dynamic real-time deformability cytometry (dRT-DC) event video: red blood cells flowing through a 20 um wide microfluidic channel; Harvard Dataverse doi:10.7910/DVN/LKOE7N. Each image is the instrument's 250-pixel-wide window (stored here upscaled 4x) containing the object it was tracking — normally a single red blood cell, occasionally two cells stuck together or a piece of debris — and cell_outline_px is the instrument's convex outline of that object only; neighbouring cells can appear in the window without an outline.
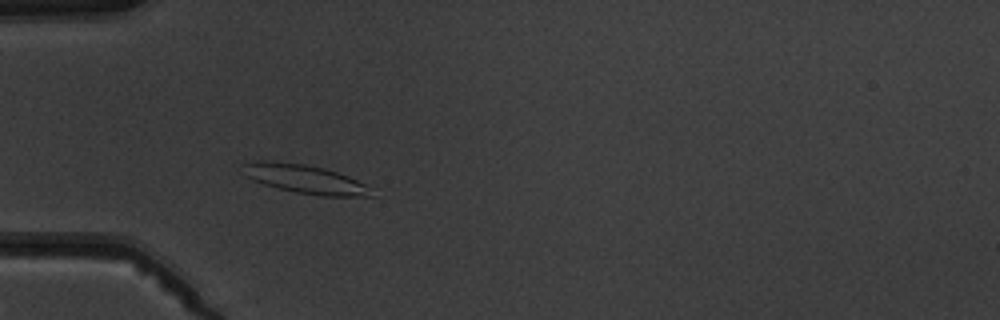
{"species": "common noctule bat (a hibernating species)", "species_latin": "Nyctalus noctula", "temperature_condition": "warm", "stored_images_in_passage": 2, "camera_frame_rate_fps": 3000, "um_per_image_px": 0.085, "animal": {"sex": "male", "body_mass_g": 19.5, "forearm_length_mm": 54.6}, "frame": {"image": 1, "passage_image": 2, "time_ms": 1.0, "image_size_px": [1000, 320], "cell_outline_px": [[376, 196], [320, 196], [296, 192], [264, 184], [252, 180], [244, 176], [244, 164], [256, 160], [260, 160], [304, 164], [324, 168], [348, 176], [364, 184]], "centroid_in_image_um": [25.9, 15.22], "position_along_channel_um": 59.1, "area_um2": 21.21}}